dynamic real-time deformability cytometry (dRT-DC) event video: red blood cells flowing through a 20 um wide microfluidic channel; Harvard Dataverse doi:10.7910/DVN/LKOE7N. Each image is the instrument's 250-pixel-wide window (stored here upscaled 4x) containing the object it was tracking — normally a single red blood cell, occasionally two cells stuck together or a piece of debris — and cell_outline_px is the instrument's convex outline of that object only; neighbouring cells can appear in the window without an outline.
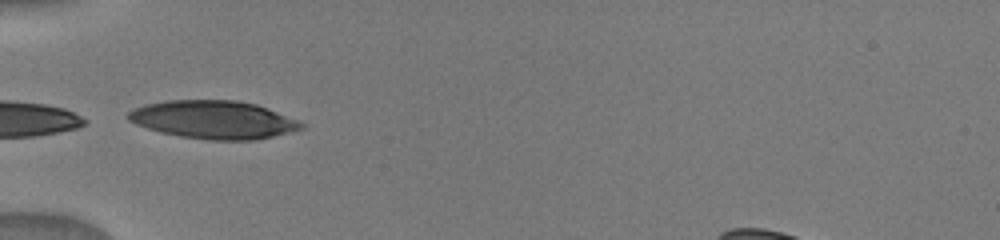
{"species": "human", "species_latin": "Homo sapiens", "temperature_condition": "warm", "stored_images_in_passage": 41, "camera_frame_rate_fps": 3000, "um_per_image_px": 0.085, "donor": {"sex": "male"}, "frame": {"image": 1, "passage_image": 1, "time_ms": 0.0, "image_size_px": [1000, 240], "cell_outline_px": [[304, 128], [256, 140], [208, 140], [180, 136], [160, 132], [136, 124], [128, 120], [124, 116], [128, 112], [144, 104], [168, 100], [236, 100], [256, 104], [268, 108], [296, 120], [304, 124]], "centroid_in_image_um": [18.11, 10.17], "position_along_channel_um": 66.9, "area_um2": 38.32}}